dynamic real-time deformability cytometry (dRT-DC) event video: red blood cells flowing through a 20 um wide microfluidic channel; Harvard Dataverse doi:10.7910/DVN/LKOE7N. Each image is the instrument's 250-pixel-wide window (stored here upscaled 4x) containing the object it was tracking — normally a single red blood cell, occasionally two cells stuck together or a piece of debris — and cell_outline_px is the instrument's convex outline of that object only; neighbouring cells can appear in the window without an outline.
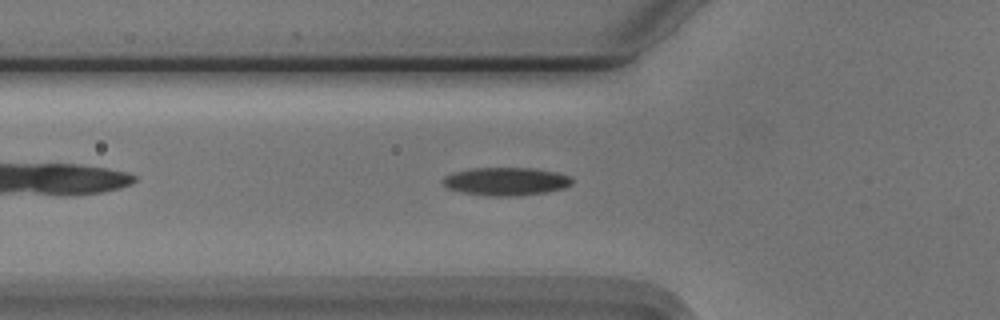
{"species": "Egyptian fruit bat (a non-hibernating species)", "species_latin": "Rousettus aegyptiacus", "temperature_condition": "cold", "stored_images_in_passage": 34, "camera_frame_rate_fps": 3000, "um_per_image_px": 0.085, "animal": {"sex": "male"}, "frame": {"image": 1, "passage_image": 6, "time_ms": 1.667, "image_size_px": [1000, 320], "cell_outline_px": [[572, 184], [564, 188], [544, 192], [516, 196], [492, 196], [464, 192], [448, 188], [440, 180], [444, 176], [452, 172], [468, 168], [532, 168], [556, 172], [568, 176], [572, 180]], "centroid_in_image_um": [42.97, 15.41], "position_along_channel_um": 82.8, "area_um2": 21.04}}
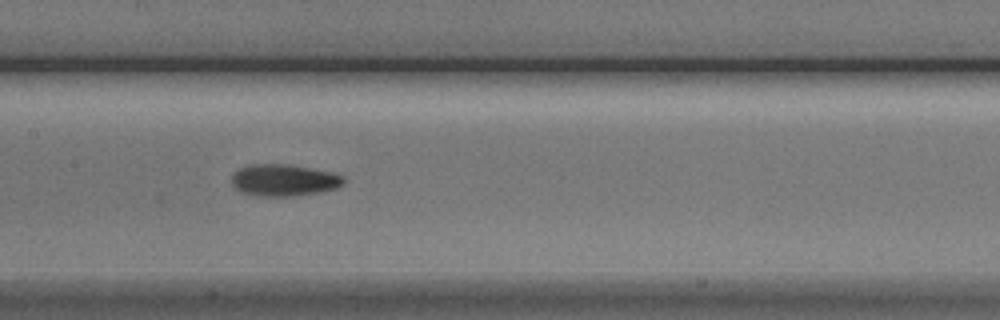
{"frame": {"image": 2, "passage_image": 14, "time_ms": 4.333, "image_size_px": [1000, 320], "cell_outline_px": [[344, 184], [336, 188], [316, 192], [292, 196], [260, 196], [240, 192], [232, 184], [232, 176], [240, 168], [248, 164], [288, 164], [332, 172], [344, 176]], "centroid_in_image_um": [24.13, 15.31], "position_along_channel_um": 183.3, "area_um2": 20.63}}
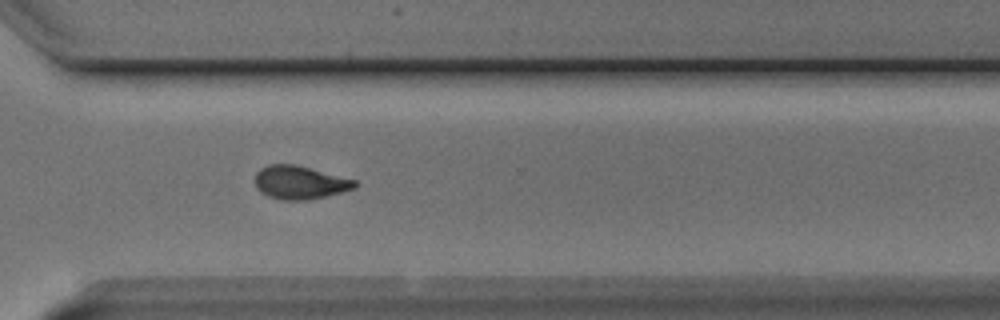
{"frame": {"image": 3, "passage_image": 27, "time_ms": 8.667, "image_size_px": [1000, 320], "cell_outline_px": [[360, 184], [356, 188], [344, 192], [308, 200], [280, 200], [268, 196], [260, 192], [256, 188], [256, 172], [260, 168], [268, 164], [296, 164], [356, 180]], "centroid_in_image_um": [25.51, 15.51], "position_along_channel_um": 345.1, "area_um2": 19.65}, "authors_computed_cell_mechanics": {"area_um2": 20.1144, "velocity_mm_per_s": 3.7476, "shape_relaxation_time_tau1_ms": 3.5571, "shape_relaxation_time_tau2_ms": 3.4613, "deformation_change_tau1": 0.1272, "deformation_change_tau2": 0.0941}}